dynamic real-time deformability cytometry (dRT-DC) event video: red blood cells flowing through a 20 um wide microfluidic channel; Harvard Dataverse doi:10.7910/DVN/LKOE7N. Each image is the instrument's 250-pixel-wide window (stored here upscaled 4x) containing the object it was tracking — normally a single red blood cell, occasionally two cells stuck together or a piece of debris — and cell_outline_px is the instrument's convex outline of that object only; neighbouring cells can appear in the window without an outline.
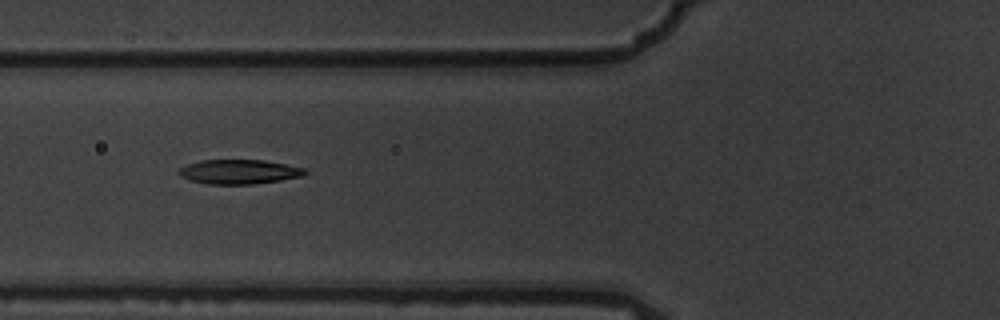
{"species": "common noctule bat (a hibernating species)", "species_latin": "Nyctalus noctula", "temperature_condition": "warm", "stored_images_in_passage": 9, "camera_frame_rate_fps": 3000, "um_per_image_px": 0.085, "animal": {"sex": "male", "body_mass_g": 19.5, "forearm_length_mm": 54.6}, "frame": {"image": 1, "passage_image": 7, "time_ms": 2.0, "image_size_px": [1000, 320], "cell_outline_px": [[308, 172], [304, 176], [256, 184], [208, 184], [192, 180], [180, 176], [176, 172], [180, 168], [188, 164], [200, 160], [264, 160], [304, 168]], "centroid_in_image_um": [20.33, 14.6], "position_along_channel_um": 105.5, "area_um2": 17.92}}
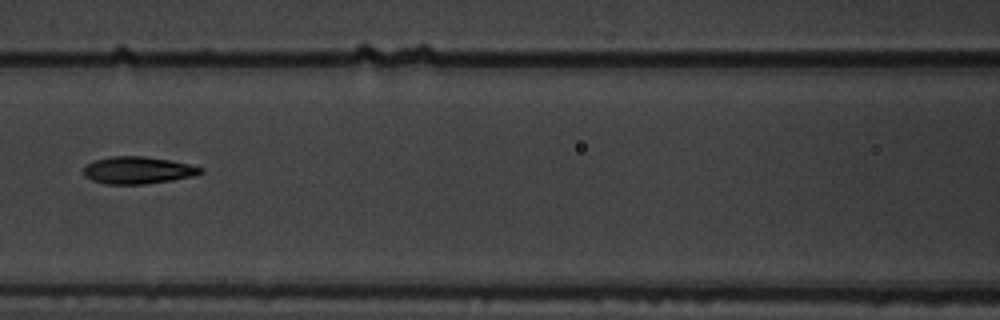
{"frame": {"image": 2, "passage_image": 8, "time_ms": 2.333, "image_size_px": [1000, 320], "cell_outline_px": [[204, 172], [192, 176], [172, 180], [144, 184], [104, 184], [92, 180], [84, 176], [84, 164], [92, 160], [112, 156], [144, 156], [168, 160], [188, 164], [204, 168]], "centroid_in_image_um": [11.67, 14.47], "position_along_channel_um": 154.9, "area_um2": 18.61}}
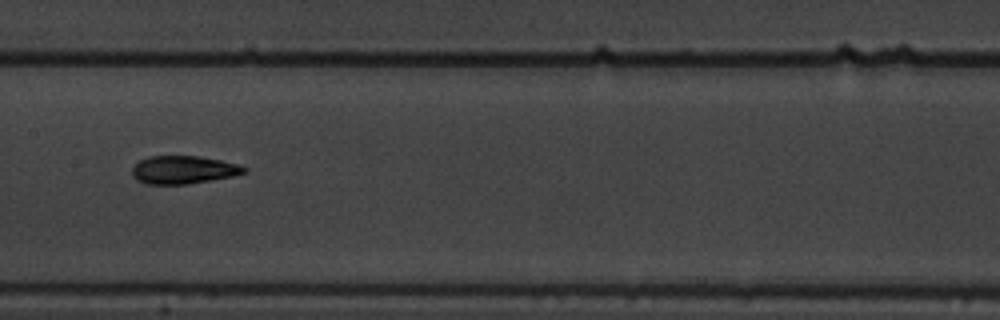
{"frame": {"image": 3, "passage_image": 9, "time_ms": 2.667, "image_size_px": [1000, 320], "cell_outline_px": [[248, 168], [244, 172], [232, 176], [188, 184], [144, 184], [136, 180], [132, 176], [132, 168], [140, 160], [148, 156], [196, 156], [220, 160], [236, 164]], "centroid_in_image_um": [15.53, 14.44], "position_along_channel_um": 191.9, "area_um2": 18.15}}